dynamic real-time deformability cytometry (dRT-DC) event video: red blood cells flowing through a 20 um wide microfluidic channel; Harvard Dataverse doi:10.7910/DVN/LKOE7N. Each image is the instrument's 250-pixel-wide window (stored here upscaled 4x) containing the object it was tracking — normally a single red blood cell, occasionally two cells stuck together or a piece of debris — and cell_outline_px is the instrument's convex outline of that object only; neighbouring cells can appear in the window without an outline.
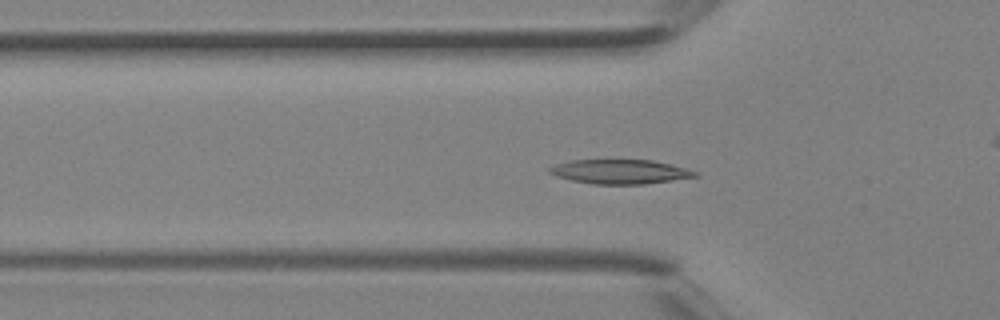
{"species": "Egyptian fruit bat (a non-hibernating species)", "species_latin": "Rousettus aegyptiacus", "temperature_condition": "room temperature", "stored_images_in_passage": 42, "camera_frame_rate_fps": 3000, "um_per_image_px": 0.085, "animal": {"sex": "female"}, "frame": {"image": 1, "passage_image": 14, "time_ms": 4.333, "image_size_px": [1000, 320], "cell_outline_px": [[700, 176], [644, 184], [592, 184], [572, 180], [556, 176], [548, 172], [548, 168], [556, 164], [572, 160], [652, 160], [688, 168], [696, 172]], "centroid_in_image_um": [52.71, 14.59], "position_along_channel_um": 73.1, "area_um2": 20.58}}
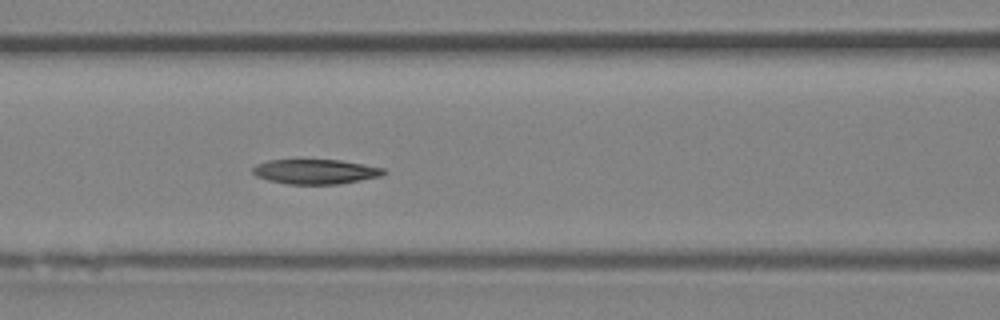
{"frame": {"image": 2, "passage_image": 18, "time_ms": 5.667, "image_size_px": [1000, 320], "cell_outline_px": [[388, 172], [380, 176], [340, 184], [288, 184], [268, 180], [256, 176], [252, 172], [252, 168], [256, 164], [268, 160], [296, 156], [340, 160], [364, 164], [384, 168]], "centroid_in_image_um": [26.75, 14.53], "position_along_channel_um": 139.8, "area_um2": 19.94}}
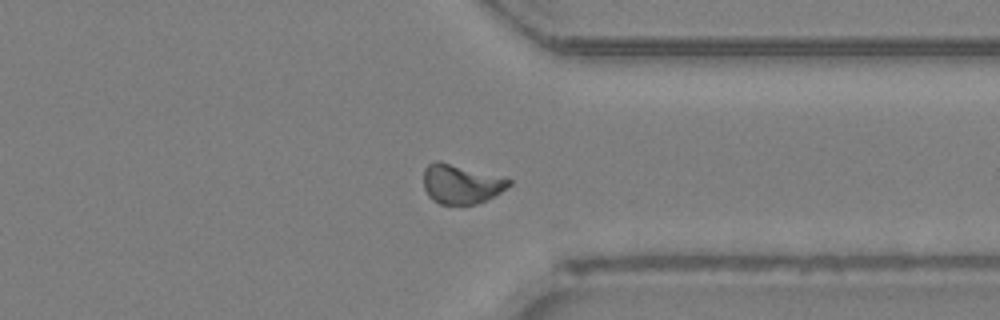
{"frame": {"image": 3, "passage_image": 32, "time_ms": 10.333, "image_size_px": [1000, 320], "cell_outline_px": [[512, 184], [500, 192], [476, 204], [464, 208], [440, 204], [432, 200], [428, 196], [424, 188], [424, 168], [428, 164], [436, 160], [440, 160], [504, 176], [512, 180]], "centroid_in_image_um": [39.19, 15.65], "position_along_channel_um": 372.2, "area_um2": 20.4}}